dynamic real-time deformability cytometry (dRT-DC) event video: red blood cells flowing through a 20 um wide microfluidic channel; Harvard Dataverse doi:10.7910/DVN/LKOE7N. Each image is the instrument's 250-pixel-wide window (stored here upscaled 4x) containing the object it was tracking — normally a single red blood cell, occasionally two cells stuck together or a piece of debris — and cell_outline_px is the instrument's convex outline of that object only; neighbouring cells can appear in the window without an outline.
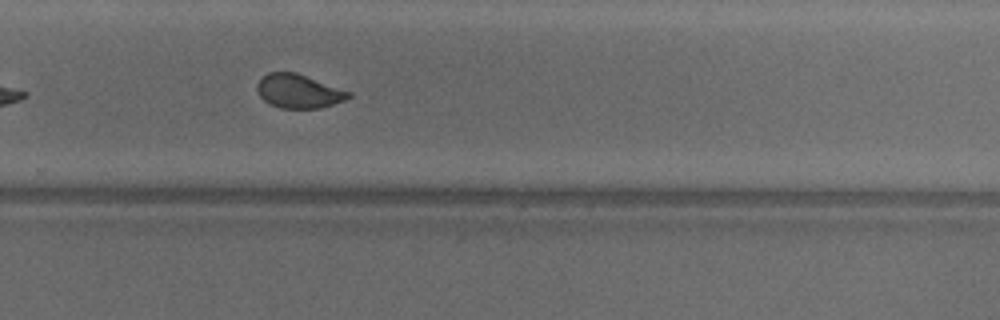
{"species": "common noctule bat (a hibernating species)", "species_latin": "Nyctalus noctula", "temperature_condition": "warm", "stored_images_in_passage": 24, "camera_frame_rate_fps": 3000, "um_per_image_px": 0.085, "animal": {"sex": "male", "body_mass_g": 18.8}, "frame": {"image": 1, "passage_image": 21, "time_ms": 6.667, "image_size_px": [1000, 320], "cell_outline_px": [[352, 96], [344, 100], [320, 108], [280, 108], [268, 104], [260, 96], [256, 88], [256, 84], [268, 72], [296, 72], [352, 92]], "centroid_in_image_um": [25.38, 7.75], "position_along_channel_um": 304.4, "area_um2": 18.03}}